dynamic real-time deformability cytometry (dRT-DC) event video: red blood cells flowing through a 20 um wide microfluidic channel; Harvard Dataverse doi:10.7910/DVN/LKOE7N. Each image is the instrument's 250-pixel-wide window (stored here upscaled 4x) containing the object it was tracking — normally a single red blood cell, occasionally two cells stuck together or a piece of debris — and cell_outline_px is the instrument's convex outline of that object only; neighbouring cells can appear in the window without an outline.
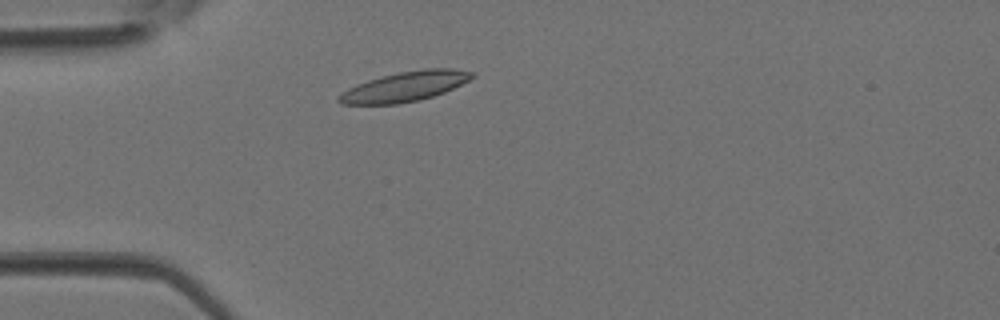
{"species": "Egyptian fruit bat (a non-hibernating species)", "species_latin": "Rousettus aegyptiacus", "temperature_condition": "room temperature", "stored_images_in_passage": 2, "camera_frame_rate_fps": 3000, "um_per_image_px": 0.085, "animal": {"sex": "female"}, "frame": {"image": 1, "passage_image": 2, "time_ms": 0.333, "image_size_px": [1000, 320], "cell_outline_px": [[476, 76], [444, 92], [420, 100], [396, 104], [340, 104], [336, 100], [336, 96], [340, 92], [356, 84], [368, 80], [400, 72], [424, 68], [452, 68], [476, 72]], "centroid_in_image_um": [34.39, 7.35], "position_along_channel_um": 50.6, "area_um2": 23.18}}